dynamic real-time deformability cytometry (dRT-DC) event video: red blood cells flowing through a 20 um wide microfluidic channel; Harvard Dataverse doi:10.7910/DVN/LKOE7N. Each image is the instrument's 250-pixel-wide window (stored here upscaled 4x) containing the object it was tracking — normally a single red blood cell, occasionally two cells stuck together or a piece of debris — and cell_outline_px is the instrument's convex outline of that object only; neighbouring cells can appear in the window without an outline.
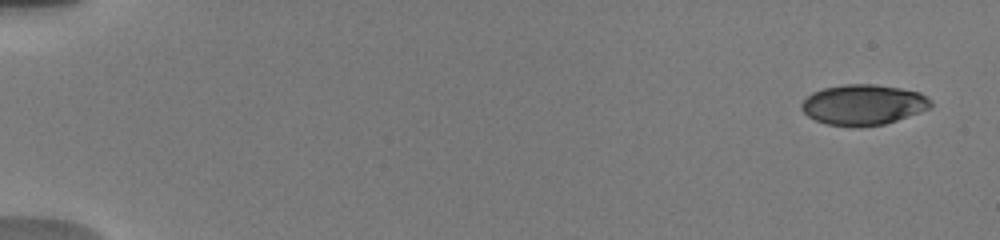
{"species": "human", "species_latin": "Homo sapiens", "temperature_condition": "warm", "stored_images_in_passage": 8, "camera_frame_rate_fps": 3000, "um_per_image_px": 0.085, "donor": {"sex": "male"}, "frame": {"image": 1, "passage_image": 1, "time_ms": 0.0, "image_size_px": [1000, 240], "cell_outline_px": [[932, 108], [884, 124], [860, 128], [856, 128], [824, 124], [808, 116], [800, 108], [800, 104], [812, 92], [824, 88], [844, 84], [876, 84], [900, 88], [920, 92], [932, 100]], "centroid_in_image_um": [73.38, 8.91], "position_along_channel_um": 11.6, "area_um2": 30.87}}
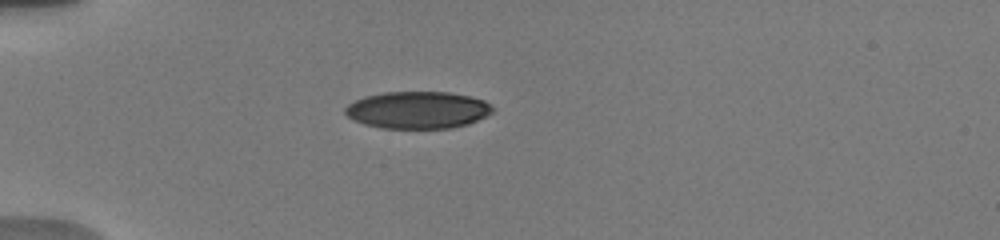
{"frame": {"image": 2, "passage_image": 6, "time_ms": 4.667, "image_size_px": [1000, 240], "cell_outline_px": [[492, 112], [468, 124], [452, 128], [380, 128], [364, 124], [352, 120], [344, 112], [344, 108], [348, 104], [364, 96], [384, 92], [448, 92], [468, 96], [484, 100], [492, 108]], "centroid_in_image_um": [35.45, 9.35], "position_along_channel_um": 49.6, "area_um2": 31.79}}
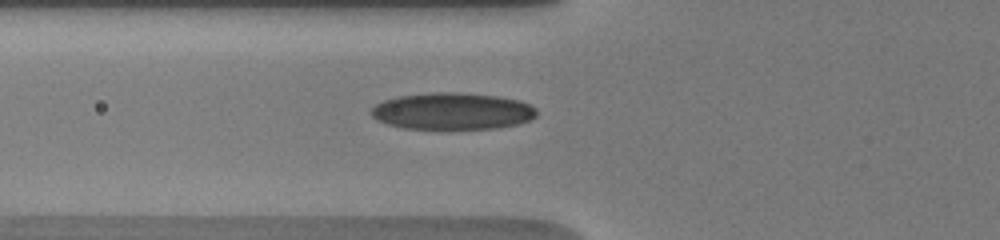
{"frame": {"image": 3, "passage_image": 8, "time_ms": 6.333, "image_size_px": [1000, 240], "cell_outline_px": [[536, 116], [528, 120], [516, 124], [496, 128], [404, 128], [388, 124], [372, 116], [368, 112], [376, 104], [384, 100], [400, 96], [432, 92], [456, 92], [496, 96], [520, 100], [536, 108]], "centroid_in_image_um": [38.44, 9.44], "position_along_channel_um": 87.4, "area_um2": 35.08}}